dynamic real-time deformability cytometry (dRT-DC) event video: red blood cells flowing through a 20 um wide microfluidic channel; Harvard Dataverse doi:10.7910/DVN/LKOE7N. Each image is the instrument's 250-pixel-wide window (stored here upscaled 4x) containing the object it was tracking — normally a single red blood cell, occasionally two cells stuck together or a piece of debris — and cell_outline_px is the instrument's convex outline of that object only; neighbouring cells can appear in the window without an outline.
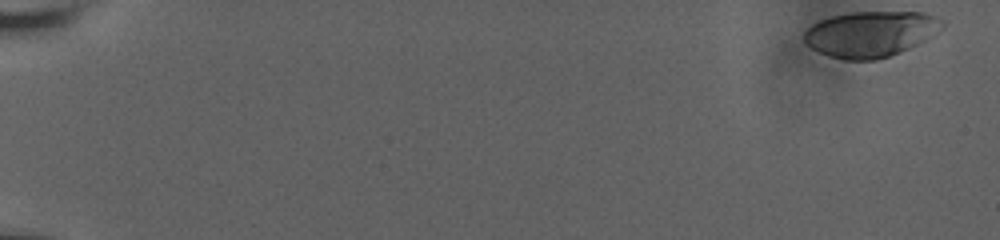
{"species": "human", "species_latin": "Homo sapiens", "temperature_condition": "room temperature", "stored_images_in_passage": 9, "camera_frame_rate_fps": 3000, "um_per_image_px": 0.085, "donor": {"sex": "male"}, "frame": {"image": 1, "passage_image": 1, "time_ms": 0.0, "image_size_px": [1000, 240], "cell_outline_px": [[944, 28], [932, 36], [900, 52], [876, 60], [844, 60], [828, 56], [804, 44], [804, 32], [812, 24], [820, 20], [832, 16], [852, 12], [924, 12], [936, 16], [944, 20]], "centroid_in_image_um": [74.01, 2.88], "position_along_channel_um": 11.0, "area_um2": 36.93}}